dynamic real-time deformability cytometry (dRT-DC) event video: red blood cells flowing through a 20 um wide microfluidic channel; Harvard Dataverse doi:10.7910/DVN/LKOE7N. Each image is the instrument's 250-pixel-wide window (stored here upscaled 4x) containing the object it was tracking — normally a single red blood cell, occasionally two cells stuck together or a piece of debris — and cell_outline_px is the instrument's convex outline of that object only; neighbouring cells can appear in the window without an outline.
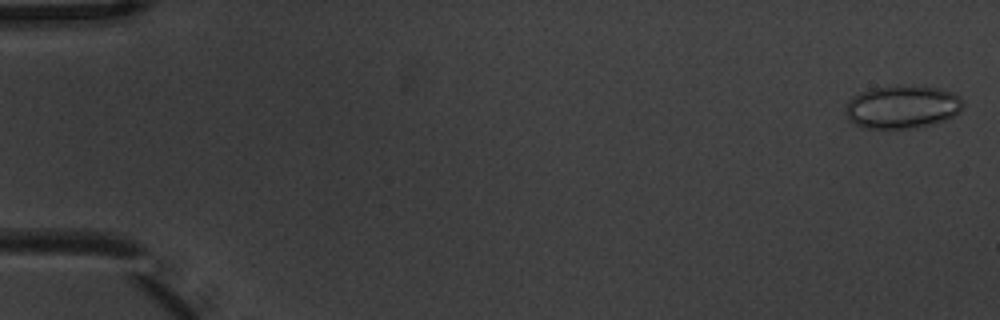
{"species": "common noctule bat (a hibernating species)", "species_latin": "Nyctalus noctula", "temperature_condition": "warm", "stored_images_in_passage": 4, "camera_frame_rate_fps": 3000, "um_per_image_px": 0.085, "animal": {"sex": "male", "body_mass_g": 20.1, "forearm_length_mm": 53.5}, "frame": {"image": 1, "passage_image": 1, "time_ms": 0.0, "image_size_px": [1000, 320], "cell_outline_px": [[964, 104], [960, 112], [944, 120], [916, 128], [864, 128], [848, 120], [844, 112], [844, 108], [848, 100], [852, 96], [860, 92], [872, 88], [900, 84], [936, 88], [952, 92], [960, 96]], "centroid_in_image_um": [76.65, 9.07], "position_along_channel_um": 8.3, "area_um2": 29.82}}